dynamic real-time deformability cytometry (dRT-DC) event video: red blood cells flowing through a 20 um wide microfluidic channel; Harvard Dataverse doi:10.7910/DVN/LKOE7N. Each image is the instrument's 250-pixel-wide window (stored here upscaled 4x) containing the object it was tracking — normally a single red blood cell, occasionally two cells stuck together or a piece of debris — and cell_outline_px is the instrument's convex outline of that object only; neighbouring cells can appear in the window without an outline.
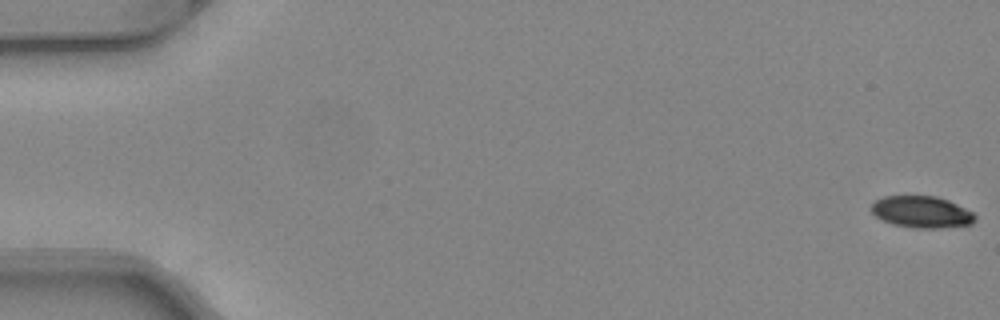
{"species": "common noctule bat (a hibernating species)", "species_latin": "Nyctalus noctula", "temperature_condition": "warm", "stored_images_in_passage": 15, "camera_frame_rate_fps": 3000, "um_per_image_px": 0.085, "animal": {"sex": "female", "body_mass_g": 24.6, "forearm_length_mm": 56.2}, "frame": {"image": 1, "passage_image": 1, "time_ms": 0.0, "image_size_px": [1000, 320], "cell_outline_px": [[976, 220], [972, 224], [940, 228], [916, 228], [892, 224], [876, 216], [872, 212], [872, 204], [876, 200], [884, 196], [936, 196], [948, 200], [972, 212], [976, 216]], "centroid_in_image_um": [78.36, 18.02], "position_along_channel_um": 6.6, "area_um2": 19.02}}
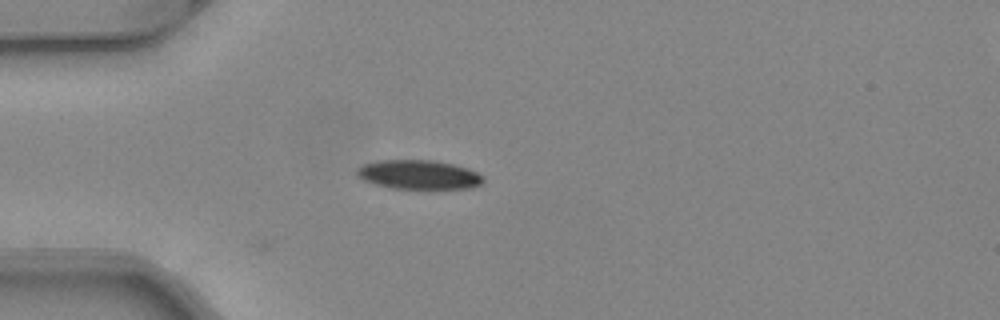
{"frame": {"image": 2, "passage_image": 15, "time_ms": 4.667, "image_size_px": [1000, 320], "cell_outline_px": [[484, 180], [480, 184], [472, 188], [392, 188], [376, 184], [364, 180], [356, 172], [356, 168], [364, 164], [376, 160], [432, 160], [452, 164], [468, 168], [484, 176]], "centroid_in_image_um": [35.6, 14.83], "position_along_channel_um": 49.4, "area_um2": 21.27}}